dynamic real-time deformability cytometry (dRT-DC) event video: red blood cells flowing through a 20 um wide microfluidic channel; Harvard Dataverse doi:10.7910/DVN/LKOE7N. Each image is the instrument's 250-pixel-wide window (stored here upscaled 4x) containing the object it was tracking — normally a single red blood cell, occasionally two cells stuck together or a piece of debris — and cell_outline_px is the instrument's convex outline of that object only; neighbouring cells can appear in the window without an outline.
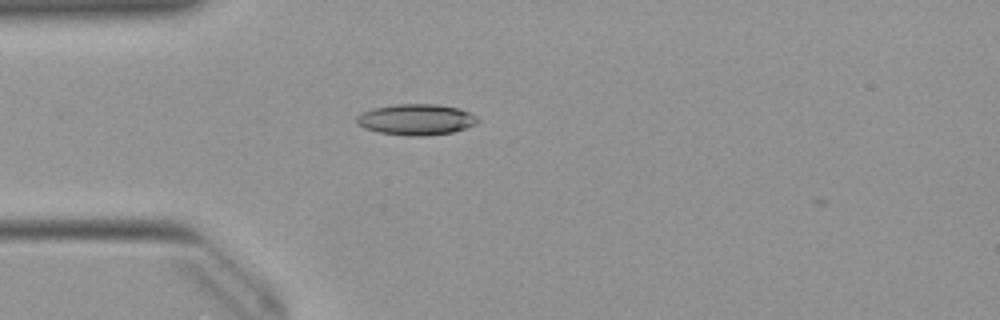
{"species": "Egyptian fruit bat (a non-hibernating species)", "species_latin": "Rousettus aegyptiacus", "temperature_condition": "warm", "stored_images_in_passage": 38, "camera_frame_rate_fps": 3000, "um_per_image_px": 0.085, "animal": {"sex": "female"}, "frame": {"image": 1, "passage_image": 1, "time_ms": 0.0, "image_size_px": [1000, 320], "cell_outline_px": [[480, 120], [476, 124], [452, 132], [424, 136], [408, 136], [380, 132], [364, 128], [356, 124], [356, 116], [360, 112], [376, 108], [396, 104], [436, 104], [460, 108], [476, 116]], "centroid_in_image_um": [35.36, 10.16], "position_along_channel_um": 49.6, "area_um2": 21.85}}
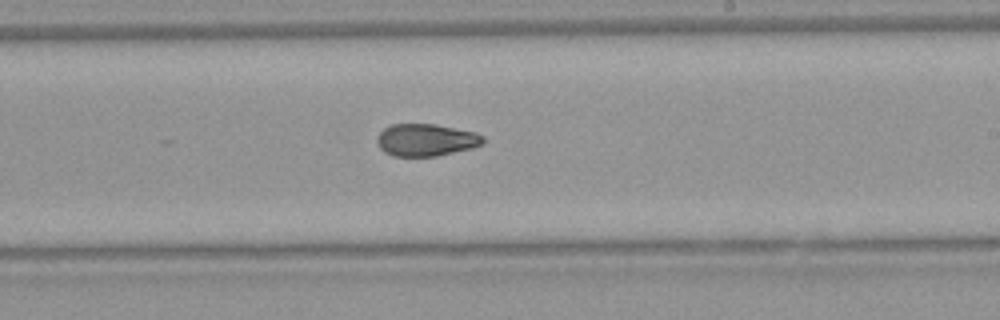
{"frame": {"image": 2, "passage_image": 17, "time_ms": 5.333, "image_size_px": [1000, 320], "cell_outline_px": [[484, 144], [472, 148], [436, 156], [392, 156], [384, 152], [380, 148], [376, 140], [376, 136], [384, 128], [392, 124], [436, 124], [476, 132], [484, 136]], "centroid_in_image_um": [36.21, 11.89], "position_along_channel_um": 252.8, "area_um2": 20.11}}
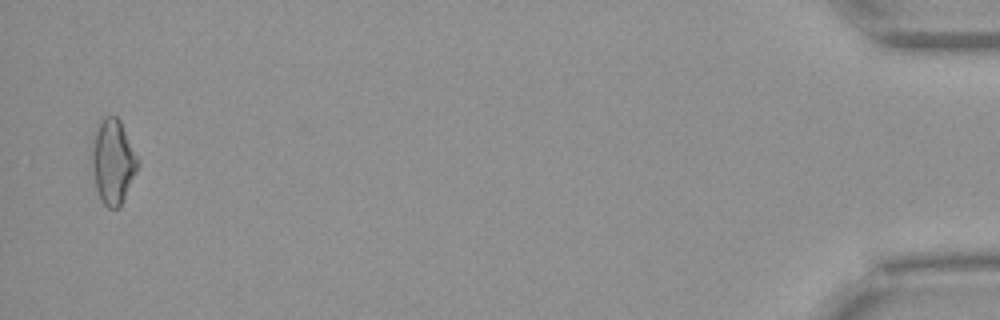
{"frame": {"image": 3, "passage_image": 37, "time_ms": 12.0, "image_size_px": [1000, 320], "cell_outline_px": [[140, 164], [120, 208], [108, 208], [100, 200], [96, 188], [92, 168], [92, 132], [100, 120], [104, 116], [116, 116], [120, 120], [140, 160]], "centroid_in_image_um": [9.6, 13.72], "position_along_channel_um": 425.6, "area_um2": 23.06}, "authors_computed_cell_mechanics": {"area_um2": 20.7791, "velocity_mm_per_s": 3.9966, "shape_relaxation_time_tau1_ms": 8.86, "shape_relaxation_time_tau2_ms": 1.973, "deformation_change_tau1": 0.2351, "deformation_change_tau2": 0.062}}